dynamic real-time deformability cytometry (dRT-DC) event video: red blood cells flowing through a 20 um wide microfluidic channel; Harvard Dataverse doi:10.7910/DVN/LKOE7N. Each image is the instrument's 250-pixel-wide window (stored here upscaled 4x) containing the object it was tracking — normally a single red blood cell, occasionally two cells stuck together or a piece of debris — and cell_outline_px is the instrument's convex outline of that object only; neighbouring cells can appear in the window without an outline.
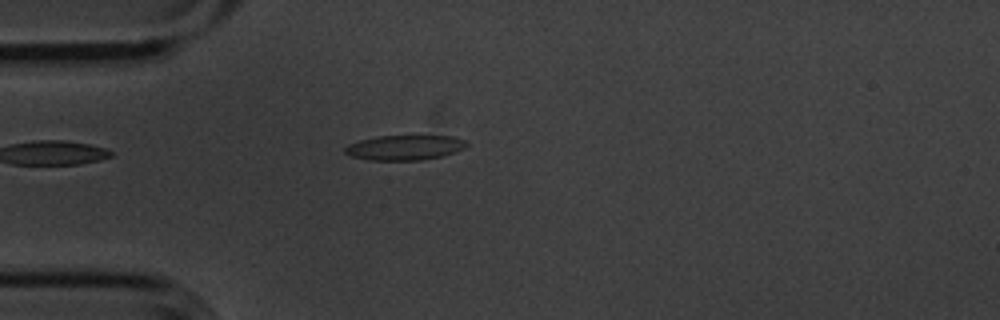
{"species": "common noctule bat (a hibernating species)", "species_latin": "Nyctalus noctula", "temperature_condition": "cold", "stored_images_in_passage": 41, "camera_frame_rate_fps": 3000, "um_per_image_px": 0.085, "animal": {"sex": "male", "body_mass_g": 20.1, "forearm_length_mm": 53.5}, "frame": {"image": 1, "passage_image": 1, "time_ms": 0.0, "image_size_px": [1000, 320], "cell_outline_px": [[468, 144], [464, 148], [440, 156], [420, 160], [368, 160], [352, 156], [344, 152], [344, 148], [348, 144], [360, 140], [380, 136], [416, 132], [452, 136], [464, 140]], "centroid_in_image_um": [34.42, 12.48], "position_along_channel_um": 50.6, "area_um2": 18.44}}
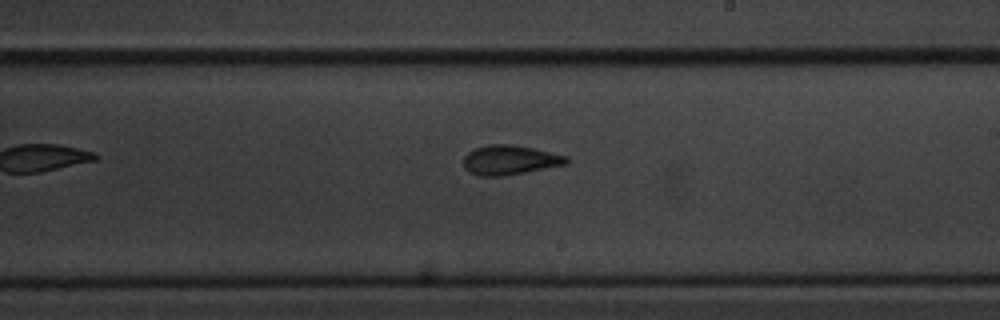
{"frame": {"image": 2, "passage_image": 18, "time_ms": 5.667, "image_size_px": [1000, 320], "cell_outline_px": [[568, 164], [524, 172], [500, 176], [480, 176], [464, 168], [464, 156], [468, 152], [476, 148], [488, 144], [512, 144], [532, 148], [568, 156]], "centroid_in_image_um": [43.34, 13.59], "position_along_channel_um": 245.7, "area_um2": 17.51}}
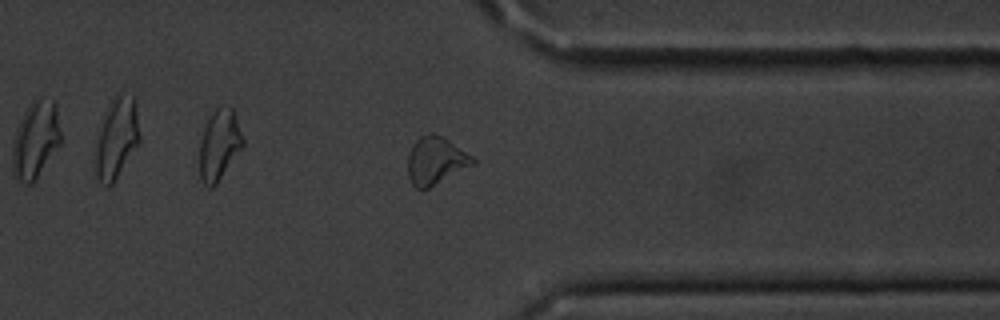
{"frame": {"image": 3, "passage_image": 29, "time_ms": 9.333, "image_size_px": [1000, 320], "cell_outline_px": [[476, 164], [428, 188], [416, 188], [412, 184], [408, 176], [408, 152], [412, 144], [420, 136], [428, 132], [432, 132], [444, 136], [472, 156], [476, 160]], "centroid_in_image_um": [37.04, 13.62], "position_along_channel_um": 374.4, "area_um2": 18.26}, "authors_computed_cell_mechanics": {"area_um2": 17.7446, "velocity_mm_per_s": 3.6102, "shape_relaxation_time_tau1_ms": 3.4698, "shape_relaxation_time_tau2_ms": 2.5032, "deformation_change_tau1": 0.114, "deformation_change_tau2": 0.0916}}